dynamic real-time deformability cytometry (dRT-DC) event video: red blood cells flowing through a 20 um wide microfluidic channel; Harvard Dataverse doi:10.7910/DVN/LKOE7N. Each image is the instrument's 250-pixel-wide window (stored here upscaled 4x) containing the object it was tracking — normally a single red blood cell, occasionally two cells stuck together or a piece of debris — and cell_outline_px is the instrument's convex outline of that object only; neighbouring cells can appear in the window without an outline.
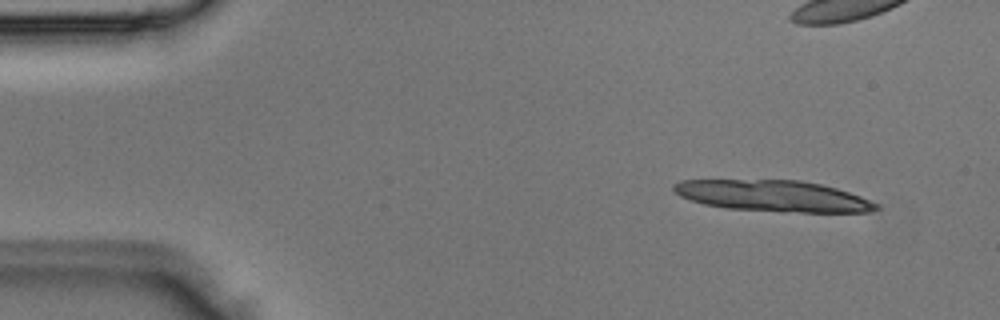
{"species": "Egyptian fruit bat (a non-hibernating species)", "species_latin": "Rousettus aegyptiacus", "temperature_condition": "room temperature", "stored_images_in_passage": 4, "camera_frame_rate_fps": 3000, "um_per_image_px": 0.085, "animal": {"sex": "male"}, "frame": {"image": 1, "passage_image": 1, "time_ms": 0.0, "image_size_px": [1000, 320], "cell_outline_px": [[880, 208], [868, 212], [784, 212], [724, 208], [704, 204], [680, 196], [672, 188], [672, 184], [680, 180], [800, 180], [820, 184], [836, 188], [860, 196], [880, 204]], "centroid_in_image_um": [65.72, 16.66], "position_along_channel_um": 19.3, "area_um2": 36.88}}
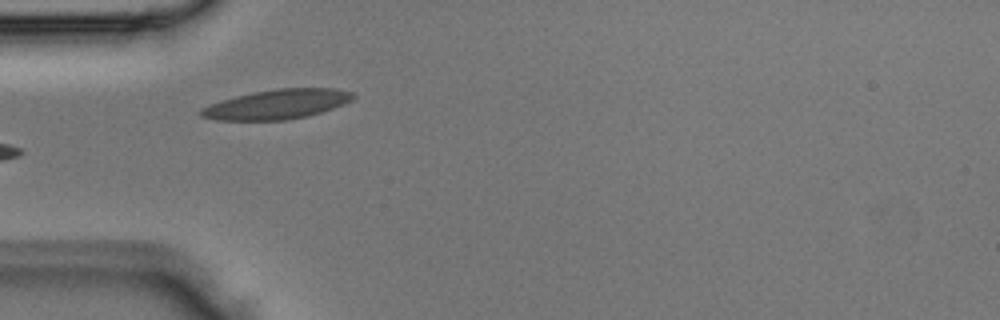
{"frame": {"image": 2, "passage_image": 4, "time_ms": 1.0, "image_size_px": [1000, 320], "cell_outline_px": [[356, 96], [352, 100], [344, 104], [308, 116], [284, 120], [216, 120], [200, 116], [196, 112], [200, 108], [220, 100], [252, 92], [280, 88], [336, 88], [352, 92]], "centroid_in_image_um": [23.51, 8.86], "position_along_channel_um": 61.5, "area_um2": 26.36}}